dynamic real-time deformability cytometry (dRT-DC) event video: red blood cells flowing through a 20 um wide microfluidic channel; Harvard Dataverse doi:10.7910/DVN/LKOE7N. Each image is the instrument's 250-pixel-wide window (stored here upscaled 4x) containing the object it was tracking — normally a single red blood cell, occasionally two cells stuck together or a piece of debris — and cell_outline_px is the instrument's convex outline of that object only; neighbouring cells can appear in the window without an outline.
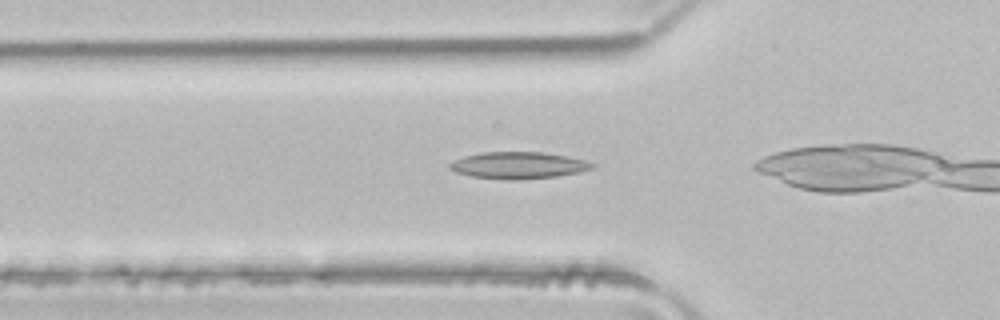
{"species": "common noctule bat (a hibernating species)", "species_latin": "Nyctalus noctula", "temperature_condition": "room temperature", "stored_images_in_passage": 14, "camera_frame_rate_fps": 3000, "um_per_image_px": 0.085, "animal": {"sex": "male", "body_mass_g": 21.5, "forearm_length_mm": 52.0}, "frame": {"image": 1, "passage_image": 12, "time_ms": 3.667, "image_size_px": [1000, 320], "cell_outline_px": [[596, 164], [592, 168], [580, 172], [556, 176], [520, 180], [508, 180], [472, 176], [456, 172], [448, 168], [448, 164], [464, 156], [484, 152], [540, 152], [564, 156], [584, 160]], "centroid_in_image_um": [44.04, 14.06], "position_along_channel_um": 81.8, "area_um2": 22.02}}